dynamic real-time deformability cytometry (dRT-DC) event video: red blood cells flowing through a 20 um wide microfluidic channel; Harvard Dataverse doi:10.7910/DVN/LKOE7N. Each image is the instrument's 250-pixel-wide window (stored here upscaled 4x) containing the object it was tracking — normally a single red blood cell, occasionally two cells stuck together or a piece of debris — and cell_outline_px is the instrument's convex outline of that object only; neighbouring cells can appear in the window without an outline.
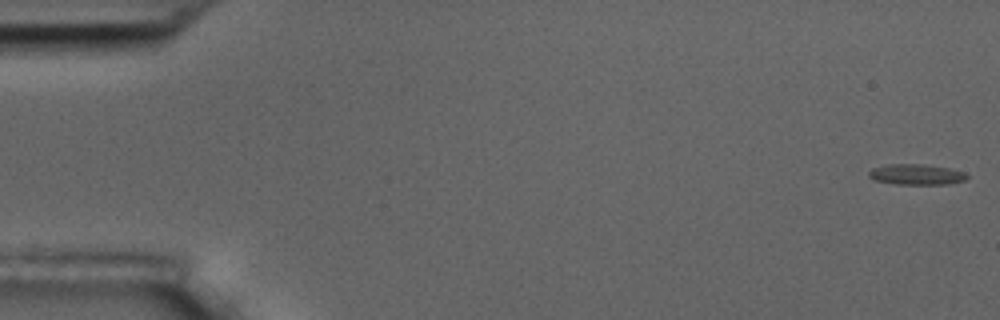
{"species": "common noctule bat (a hibernating species)", "species_latin": "Nyctalus noctula", "temperature_condition": "room temperature", "stored_images_in_passage": 10, "camera_frame_rate_fps": 3000, "um_per_image_px": 0.085, "animal": {"sex": "male", "body_mass_g": 17.5, "forearm_length_mm": 52.3}, "frame": {"image": 1, "passage_image": 1, "time_ms": 0.0, "image_size_px": [1000, 320], "cell_outline_px": [[968, 176], [964, 180], [948, 184], [896, 184], [872, 180], [868, 176], [868, 172], [872, 168], [888, 164], [924, 164], [948, 168], [964, 172]], "centroid_in_image_um": [77.84, 14.83], "position_along_channel_um": 7.2, "area_um2": 11.79}}
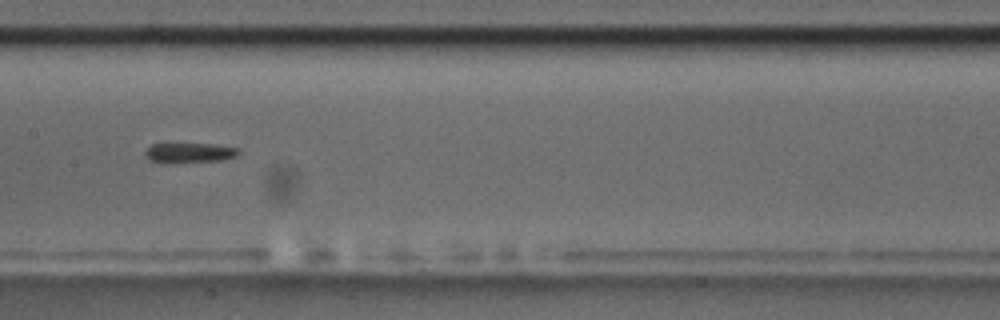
{"frame": {"image": 2, "passage_image": 9, "time_ms": 9.0, "image_size_px": [1000, 320], "cell_outline_px": [[240, 152], [236, 156], [224, 160], [168, 164], [148, 160], [144, 156], [144, 152], [152, 144], [216, 144], [240, 148]], "centroid_in_image_um": [16.1, 13.01], "position_along_channel_um": 191.3, "area_um2": 11.21}}
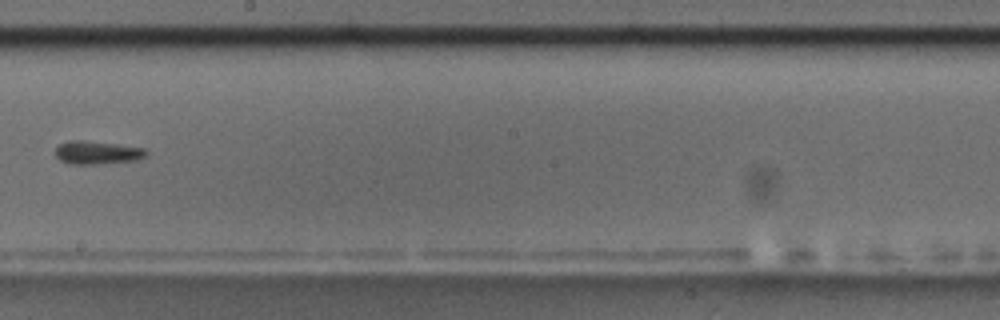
{"frame": {"image": 3, "passage_image": 10, "time_ms": 10.333, "image_size_px": [1000, 320], "cell_outline_px": [[148, 156], [136, 160], [96, 164], [68, 164], [60, 160], [52, 152], [60, 144], [68, 140], [80, 140], [116, 144], [144, 148], [148, 152]], "centroid_in_image_um": [8.23, 12.97], "position_along_channel_um": 240.0, "area_um2": 12.37}}